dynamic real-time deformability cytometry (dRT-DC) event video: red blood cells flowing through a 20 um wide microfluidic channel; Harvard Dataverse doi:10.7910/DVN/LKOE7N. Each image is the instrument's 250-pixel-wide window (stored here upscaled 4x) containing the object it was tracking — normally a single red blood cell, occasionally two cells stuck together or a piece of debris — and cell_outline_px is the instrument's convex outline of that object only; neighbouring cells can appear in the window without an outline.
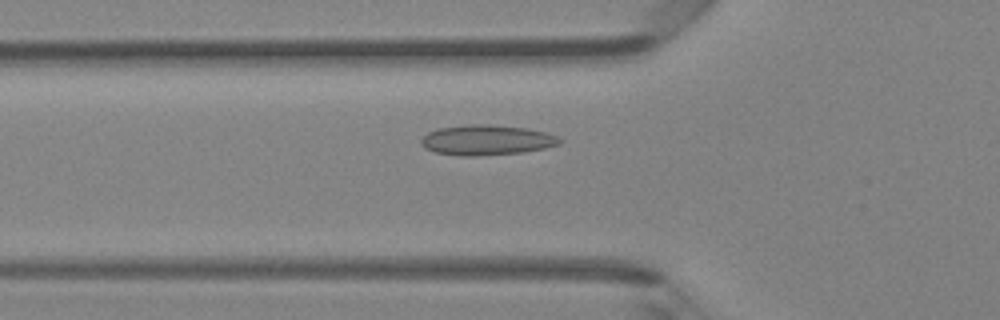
{"species": "Egyptian fruit bat (a non-hibernating species)", "species_latin": "Rousettus aegyptiacus", "temperature_condition": "room temperature", "stored_images_in_passage": 48, "camera_frame_rate_fps": 3000, "um_per_image_px": 0.085, "animal": {"sex": "female"}, "frame": {"image": 1, "passage_image": 17, "time_ms": 5.333, "image_size_px": [1000, 320], "cell_outline_px": [[564, 140], [560, 144], [544, 148], [524, 152], [476, 156], [460, 156], [436, 152], [424, 148], [420, 144], [420, 140], [428, 132], [440, 128], [472, 124], [488, 124], [528, 128], [548, 132]], "centroid_in_image_um": [41.39, 11.9], "position_along_channel_um": 84.4, "area_um2": 24.51}}
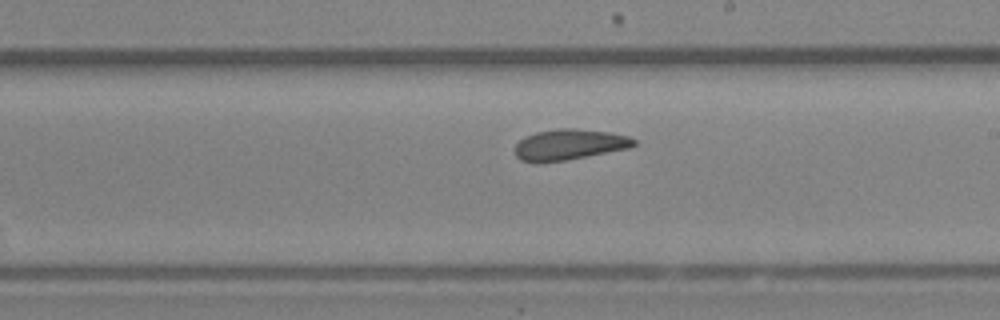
{"frame": {"image": 2, "passage_image": 28, "time_ms": 9.0, "image_size_px": [1000, 320], "cell_outline_px": [[636, 144], [628, 148], [564, 160], [540, 164], [520, 160], [516, 156], [516, 144], [520, 140], [536, 132], [556, 128], [576, 128], [608, 132], [628, 136], [636, 140]], "centroid_in_image_um": [48.36, 12.29], "position_along_channel_um": 240.6, "area_um2": 21.21}}
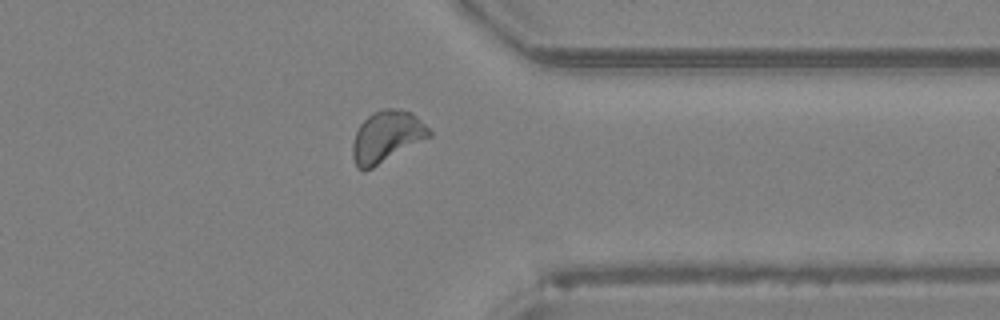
{"frame": {"image": 3, "passage_image": 38, "time_ms": 12.333, "image_size_px": [1000, 320], "cell_outline_px": [[432, 136], [372, 168], [364, 172], [356, 168], [352, 156], [352, 144], [356, 132], [360, 124], [372, 112], [384, 108], [400, 108], [416, 116], [432, 132]], "centroid_in_image_um": [32.84, 11.62], "position_along_channel_um": 378.6, "area_um2": 23.0}, "authors_computed_cell_mechanics": {"area_um2": 22.1085, "velocity_mm_per_s": 4.2751, "shape_relaxation_time_tau1_ms": 5.9178, "shape_relaxation_time_tau2_ms": 1.6671, "deformation_change_tau1": 0.102, "deformation_change_tau2": 0.0751}}